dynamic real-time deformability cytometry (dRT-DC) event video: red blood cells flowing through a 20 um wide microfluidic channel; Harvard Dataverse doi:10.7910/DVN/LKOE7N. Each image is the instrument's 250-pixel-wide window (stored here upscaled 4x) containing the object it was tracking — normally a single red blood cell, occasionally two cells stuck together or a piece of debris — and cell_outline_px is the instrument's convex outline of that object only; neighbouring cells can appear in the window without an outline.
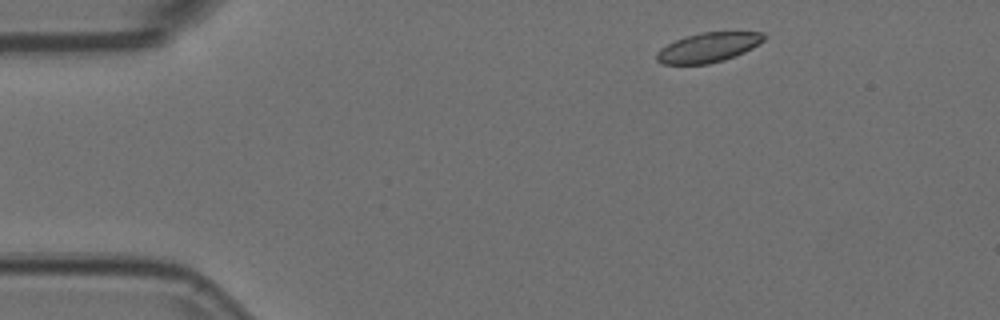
{"species": "Egyptian fruit bat (a non-hibernating species)", "species_latin": "Rousettus aegyptiacus", "temperature_condition": "room temperature", "stored_images_in_passage": 3, "camera_frame_rate_fps": 3000, "um_per_image_px": 0.085, "animal": {"sex": "female"}, "frame": {"image": 1, "passage_image": 1, "time_ms": 0.0, "image_size_px": [1000, 320], "cell_outline_px": [[768, 36], [764, 40], [752, 48], [744, 52], [724, 60], [708, 64], [664, 64], [656, 60], [656, 52], [660, 48], [676, 40], [700, 32], [764, 32]], "centroid_in_image_um": [60.21, 4.03], "position_along_channel_um": 24.8, "area_um2": 18.44}}